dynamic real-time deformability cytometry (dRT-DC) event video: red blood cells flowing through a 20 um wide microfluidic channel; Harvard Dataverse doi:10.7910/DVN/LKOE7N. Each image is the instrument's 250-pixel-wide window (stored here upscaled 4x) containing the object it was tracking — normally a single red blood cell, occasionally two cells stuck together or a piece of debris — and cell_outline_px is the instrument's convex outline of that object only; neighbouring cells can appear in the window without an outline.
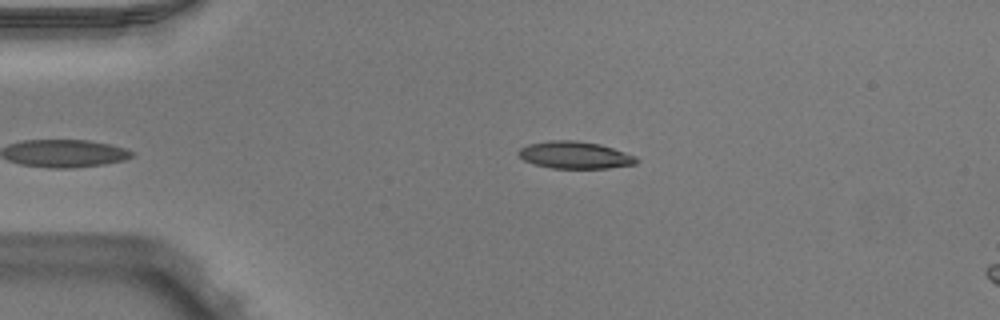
{"species": "Egyptian fruit bat (a non-hibernating species)", "species_latin": "Rousettus aegyptiacus", "temperature_condition": "warm", "stored_images_in_passage": 36, "camera_frame_rate_fps": 3000, "um_per_image_px": 0.085, "animal": {"sex": "male"}, "frame": {"image": 1, "passage_image": 1, "time_ms": 0.0, "image_size_px": [1000, 320], "cell_outline_px": [[640, 160], [636, 164], [608, 168], [552, 168], [536, 164], [524, 160], [516, 152], [520, 148], [528, 144], [552, 140], [576, 140], [600, 144], [636, 156]], "centroid_in_image_um": [48.88, 13.17], "position_along_channel_um": 36.1, "area_um2": 18.61}}
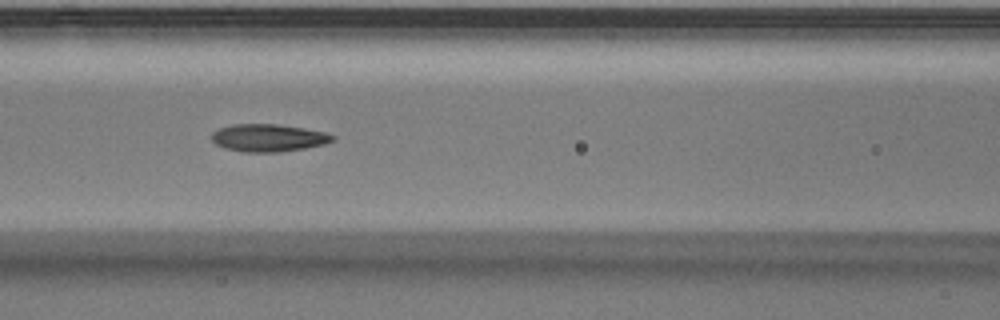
{"frame": {"image": 2, "passage_image": 12, "time_ms": 3.667, "image_size_px": [1000, 320], "cell_outline_px": [[336, 140], [324, 144], [304, 148], [276, 152], [244, 152], [224, 148], [216, 144], [212, 140], [212, 132], [220, 128], [232, 124], [280, 124], [304, 128], [324, 132], [336, 136]], "centroid_in_image_um": [22.82, 11.71], "position_along_channel_um": 143.8, "area_um2": 19.42}}
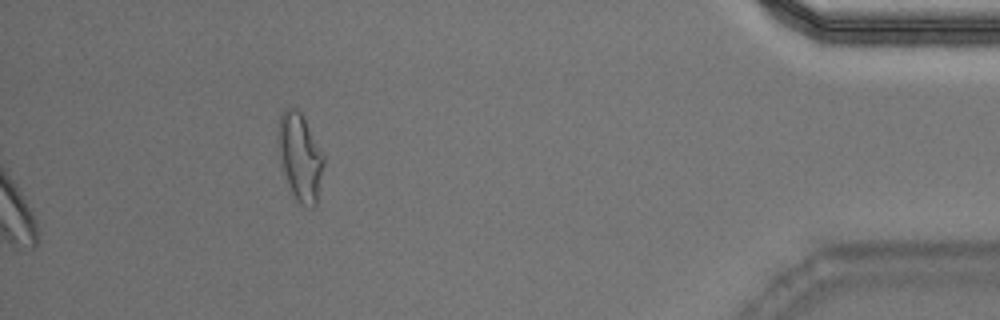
{"frame": {"image": 3, "passage_image": 36, "time_ms": 11.667, "image_size_px": [1000, 320], "cell_outline_px": [[324, 164], [316, 204], [312, 208], [308, 208], [300, 204], [292, 196], [288, 188], [280, 160], [276, 144], [276, 132], [280, 116], [284, 108], [296, 108], [304, 116], [324, 156]], "centroid_in_image_um": [25.47, 13.34], "position_along_channel_um": 409.7, "area_um2": 23.76}, "authors_computed_cell_mechanics": {"area_um2": 19.1607, "velocity_mm_per_s": 3.9778, "shape_relaxation_time_tau1_ms": 4.7311, "shape_relaxation_time_tau2_ms": 1.7096, "deformation_change_tau1": 0.1845, "deformation_change_tau2": 0.0918}}